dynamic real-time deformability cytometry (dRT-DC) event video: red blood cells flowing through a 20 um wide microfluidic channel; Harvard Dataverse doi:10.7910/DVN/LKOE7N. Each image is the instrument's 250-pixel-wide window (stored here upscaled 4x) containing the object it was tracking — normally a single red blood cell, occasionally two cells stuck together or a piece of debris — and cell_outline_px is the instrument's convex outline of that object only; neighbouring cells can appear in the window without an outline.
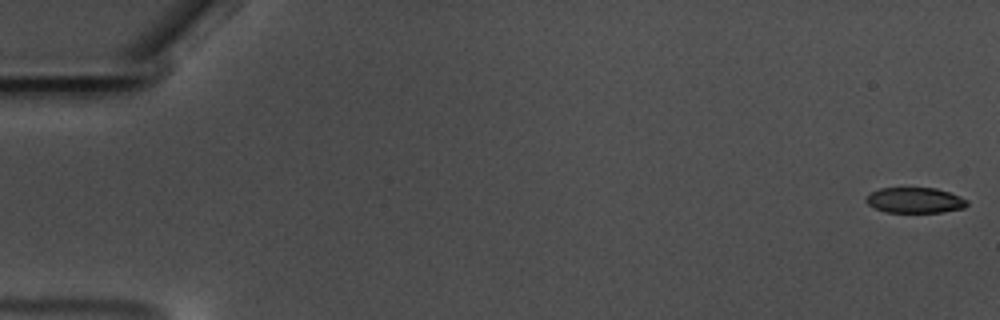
{"species": "common noctule bat (a hibernating species)", "species_latin": "Nyctalus noctula", "temperature_condition": "warm", "stored_images_in_passage": 59, "camera_frame_rate_fps": 3000, "um_per_image_px": 0.085, "animal": {"sex": "male", "body_mass_g": 17.5, "forearm_length_mm": 52.3}, "frame": {"image": 1, "passage_image": 1, "time_ms": 0.0, "image_size_px": [1000, 320], "cell_outline_px": [[968, 204], [964, 208], [940, 212], [884, 212], [868, 204], [864, 200], [872, 192], [880, 188], [936, 188], [960, 196], [968, 200]], "centroid_in_image_um": [77.78, 17.02], "position_along_channel_um": 7.2, "area_um2": 14.91}}
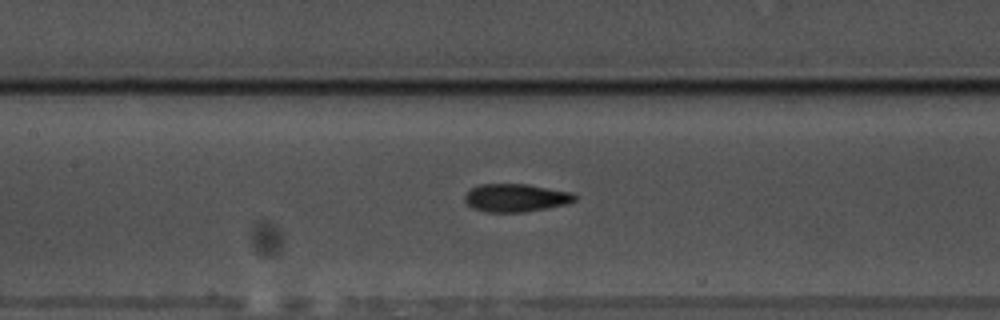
{"frame": {"image": 2, "passage_image": 28, "time_ms": 9.0, "image_size_px": [1000, 320], "cell_outline_px": [[576, 200], [564, 204], [548, 208], [524, 212], [488, 212], [472, 208], [464, 200], [464, 196], [472, 188], [480, 184], [528, 184], [572, 192], [576, 196]], "centroid_in_image_um": [43.84, 16.81], "position_along_channel_um": 163.6, "area_um2": 17.92}}
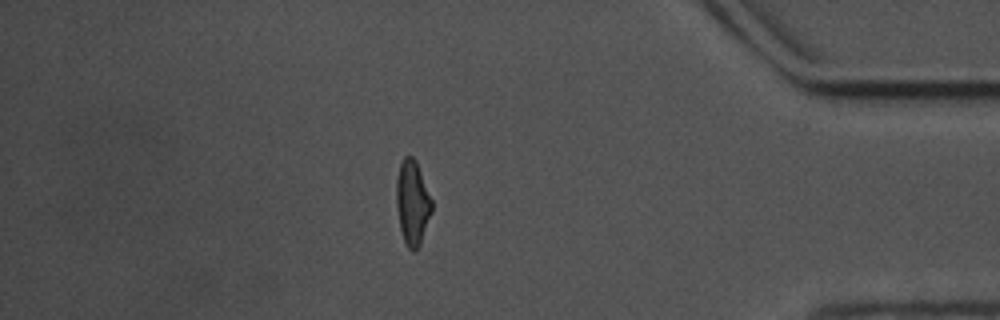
{"frame": {"image": 3, "passage_image": 51, "time_ms": 16.667, "image_size_px": [1000, 320], "cell_outline_px": [[432, 212], [420, 244], [412, 252], [408, 248], [404, 240], [400, 228], [396, 204], [396, 180], [400, 164], [404, 156], [412, 156], [416, 160], [432, 200]], "centroid_in_image_um": [35.05, 17.21], "position_along_channel_um": 400.1, "area_um2": 17.4}, "authors_computed_cell_mechanics": {"area_um2": 17.34, "velocity_mm_per_s": 3.5324, "shape_relaxation_time_tau1_ms": 4.3714, "shape_relaxation_time_tau2_ms": 3.2443, "deformation_change_tau1": 0.155, "deformation_change_tau2": 0.0936}}